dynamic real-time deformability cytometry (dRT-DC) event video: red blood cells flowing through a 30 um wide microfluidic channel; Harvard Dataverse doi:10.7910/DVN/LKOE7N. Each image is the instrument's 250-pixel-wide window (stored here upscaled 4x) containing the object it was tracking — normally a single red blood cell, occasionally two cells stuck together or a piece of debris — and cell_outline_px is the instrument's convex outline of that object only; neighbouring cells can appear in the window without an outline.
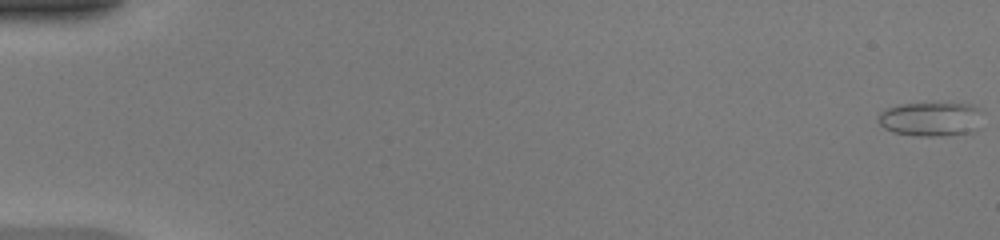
{"species": "common noctule bat (a hibernating species)", "species_latin": "Nyctalus noctula", "temperature_condition": "warm", "stored_images_in_passage": 50, "camera_frame_rate_fps": 3000, "um_per_image_px": 0.085, "animal": {"sex": "female", "body_mass_g": 20.0, "forearm_length_mm": 54.0}, "frame": {"image": 1, "passage_image": 1, "time_ms": 0.0, "image_size_px": [1000, 240], "cell_outline_px": [[984, 112], [980, 128], [972, 132], [944, 136], [916, 136], [892, 132], [884, 128], [876, 120], [876, 116], [884, 108], [900, 104], [972, 104], [980, 108]], "centroid_in_image_um": [79.15, 10.13], "position_along_channel_um": 5.9, "area_um2": 21.39}}
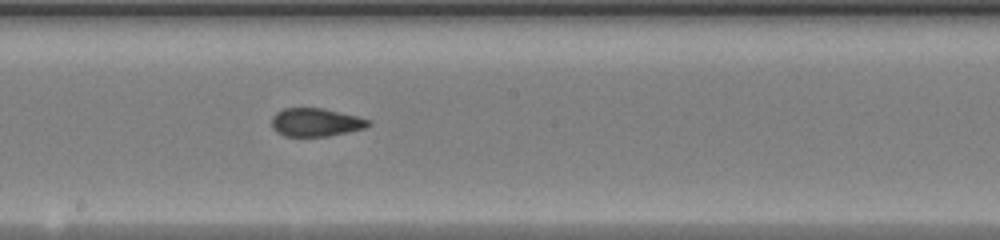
{"frame": {"image": 2, "passage_image": 29, "time_ms": 9.333, "image_size_px": [1000, 240], "cell_outline_px": [[372, 124], [364, 128], [328, 136], [284, 136], [276, 132], [272, 128], [272, 116], [276, 112], [284, 108], [324, 108], [372, 120]], "centroid_in_image_um": [26.83, 10.39], "position_along_channel_um": 221.4, "area_um2": 15.95}}
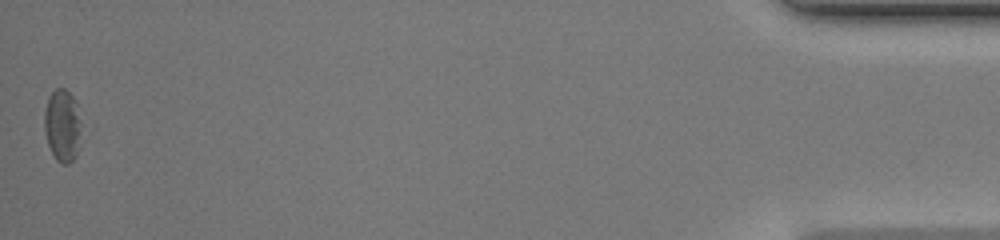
{"frame": {"image": 3, "passage_image": 50, "time_ms": 16.333, "image_size_px": [1000, 240], "cell_outline_px": [[92, 128], [76, 156], [68, 164], [60, 164], [56, 160], [48, 144], [44, 132], [44, 112], [48, 96], [56, 88], [64, 88], [76, 100], [92, 124]], "centroid_in_image_um": [5.53, 10.68], "position_along_channel_um": 429.7, "area_um2": 18.09}, "authors_computed_cell_mechanics": {"area_um2": 16.7909, "velocity_mm_per_s": 4.2418, "shape_relaxation_time_tau1_ms": null, "shape_relaxation_time_tau2_ms": 1.8336, "deformation_change_tau1": null, "deformation_change_tau2": 0.0704}}